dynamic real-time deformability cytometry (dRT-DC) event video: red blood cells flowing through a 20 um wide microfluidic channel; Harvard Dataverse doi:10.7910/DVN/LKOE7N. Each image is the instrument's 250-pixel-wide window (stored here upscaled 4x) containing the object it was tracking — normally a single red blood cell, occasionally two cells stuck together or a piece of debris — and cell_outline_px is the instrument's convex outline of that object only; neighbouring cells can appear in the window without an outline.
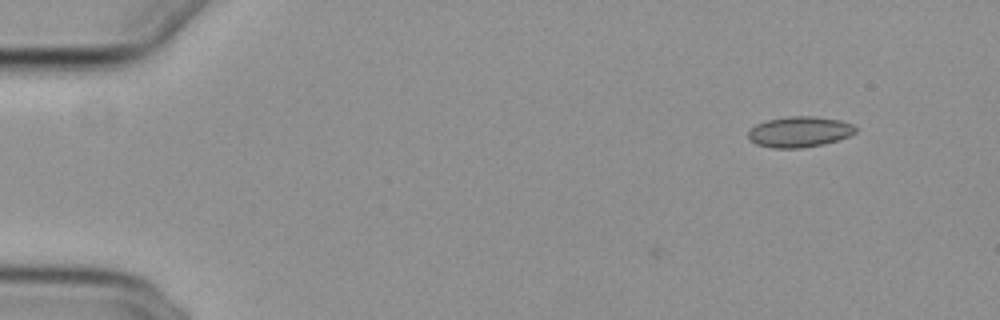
{"species": "common noctule bat (a hibernating species)", "species_latin": "Nyctalus noctula", "temperature_condition": "cold", "stored_images_in_passage": 9, "camera_frame_rate_fps": 3000, "um_per_image_px": 0.085, "animal": {"sex": "female", "body_mass_g": 29.2, "forearm_length_mm": 56.3}, "frame": {"image": 1, "passage_image": 9, "time_ms": 2.667, "image_size_px": [1000, 320], "cell_outline_px": [[856, 132], [848, 136], [824, 144], [800, 148], [772, 148], [756, 144], [748, 140], [748, 132], [756, 124], [768, 120], [788, 116], [816, 116], [840, 120], [852, 124], [856, 128]], "centroid_in_image_um": [67.93, 11.2], "position_along_channel_um": 17.1, "area_um2": 19.19}}